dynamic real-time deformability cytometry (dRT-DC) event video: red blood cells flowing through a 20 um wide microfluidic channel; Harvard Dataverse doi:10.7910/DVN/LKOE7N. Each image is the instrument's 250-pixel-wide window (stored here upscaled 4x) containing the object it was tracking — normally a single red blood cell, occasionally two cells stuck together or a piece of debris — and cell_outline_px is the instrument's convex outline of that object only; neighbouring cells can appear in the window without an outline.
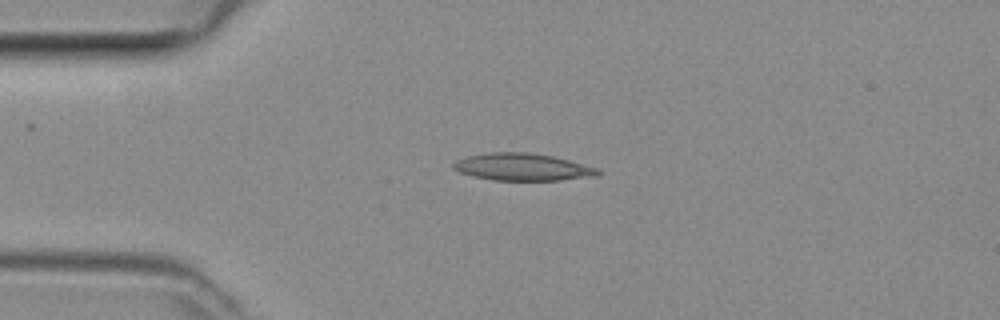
{"species": "common noctule bat (a hibernating species)", "species_latin": "Nyctalus noctula", "temperature_condition": "room temperature", "stored_images_in_passage": 6, "camera_frame_rate_fps": 3000, "um_per_image_px": 0.085, "animal": {"sex": "female", "body_mass_g": 29.2, "forearm_length_mm": 56.3}, "frame": {"image": 1, "passage_image": 1, "time_ms": 0.0, "image_size_px": [1000, 320], "cell_outline_px": [[600, 172], [596, 176], [560, 180], [492, 180], [460, 172], [452, 168], [452, 164], [456, 160], [468, 156], [488, 152], [528, 152], [552, 156], [600, 168]], "centroid_in_image_um": [44.42, 14.19], "position_along_channel_um": 40.6, "area_um2": 22.83}}
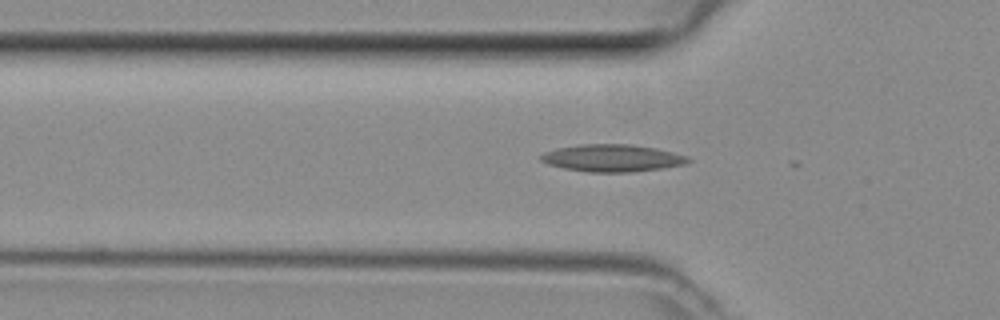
{"frame": {"image": 2, "passage_image": 5, "time_ms": 1.333, "image_size_px": [1000, 320], "cell_outline_px": [[692, 160], [684, 164], [660, 168], [628, 172], [588, 172], [564, 168], [548, 164], [540, 160], [540, 156], [544, 152], [556, 148], [580, 144], [628, 144], [656, 148], [688, 156]], "centroid_in_image_um": [52.01, 13.43], "position_along_channel_um": 73.8, "area_um2": 23.24}}